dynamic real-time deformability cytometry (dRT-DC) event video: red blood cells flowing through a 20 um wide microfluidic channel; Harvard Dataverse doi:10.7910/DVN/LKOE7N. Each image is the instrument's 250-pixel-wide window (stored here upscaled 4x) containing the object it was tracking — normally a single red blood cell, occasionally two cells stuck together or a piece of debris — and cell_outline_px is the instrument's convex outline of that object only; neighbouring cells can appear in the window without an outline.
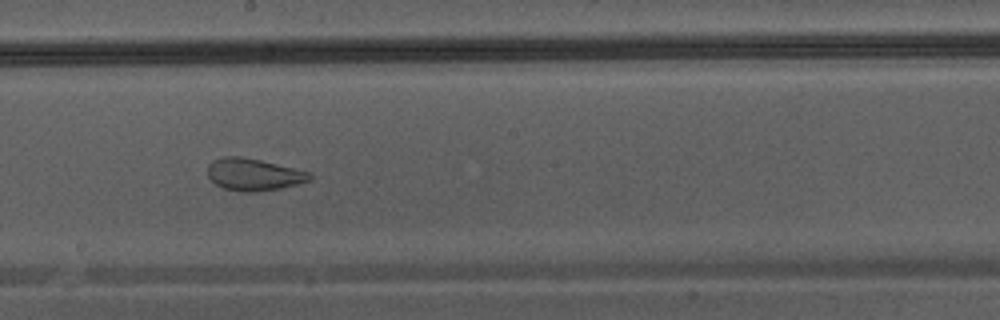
{"species": "Egyptian fruit bat (a non-hibernating species)", "species_latin": "Rousettus aegyptiacus", "temperature_condition": "warm", "stored_images_in_passage": 45, "camera_frame_rate_fps": 3000, "um_per_image_px": 0.085, "animal": {"sex": "male"}, "frame": {"image": 1, "passage_image": 26, "time_ms": 8.333, "image_size_px": [1000, 320], "cell_outline_px": [[312, 180], [280, 188], [256, 192], [244, 192], [224, 188], [216, 184], [208, 176], [208, 164], [212, 160], [224, 156], [240, 156], [260, 160], [308, 172], [312, 176]], "centroid_in_image_um": [21.53, 14.83], "position_along_channel_um": 226.7, "area_um2": 18.9}}
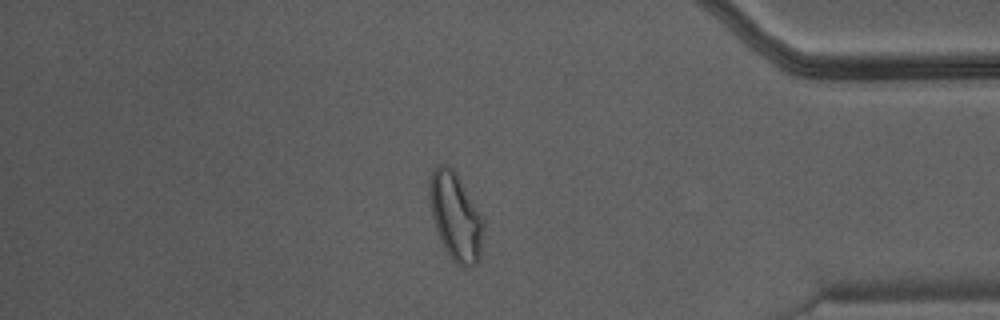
{"frame": {"image": 2, "passage_image": 39, "time_ms": 12.667, "image_size_px": [1000, 320], "cell_outline_px": [[484, 228], [480, 260], [472, 268], [456, 264], [448, 256], [440, 240], [432, 216], [428, 196], [428, 180], [432, 172], [440, 164], [444, 164], [452, 168], [484, 220]], "centroid_in_image_um": [38.72, 18.47], "position_along_channel_um": 396.5, "area_um2": 27.57}}
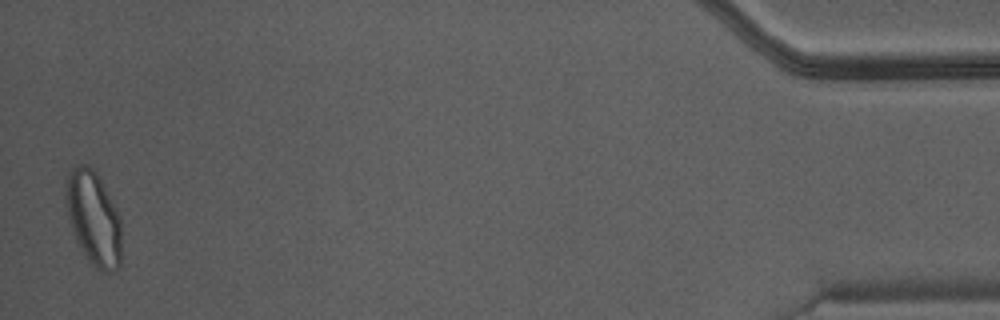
{"frame": {"image": 3, "passage_image": 45, "time_ms": 14.667, "image_size_px": [1000, 320], "cell_outline_px": [[120, 268], [112, 272], [104, 272], [96, 268], [80, 248], [72, 228], [64, 196], [64, 192], [68, 176], [72, 168], [76, 164], [88, 164], [100, 176], [120, 216]], "centroid_in_image_um": [7.96, 18.51], "position_along_channel_um": 427.2, "area_um2": 30.4}}